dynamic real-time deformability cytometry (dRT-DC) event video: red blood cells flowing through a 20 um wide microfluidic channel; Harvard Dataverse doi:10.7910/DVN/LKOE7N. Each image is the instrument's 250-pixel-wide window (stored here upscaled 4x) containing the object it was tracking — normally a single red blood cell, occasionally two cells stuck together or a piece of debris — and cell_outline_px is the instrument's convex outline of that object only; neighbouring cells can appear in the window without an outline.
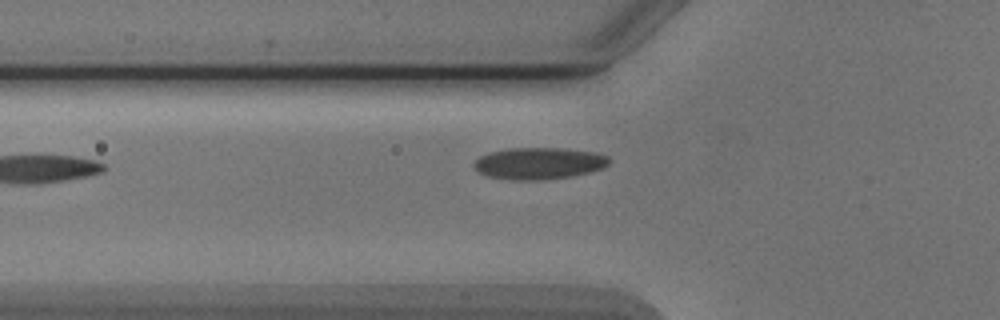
{"species": "Egyptian fruit bat (a non-hibernating species)", "species_latin": "Rousettus aegyptiacus", "temperature_condition": "cold", "stored_images_in_passage": 3, "camera_frame_rate_fps": 3000, "um_per_image_px": 0.085, "animal": {"sex": "male"}, "frame": {"image": 1, "passage_image": 3, "time_ms": 2.333, "image_size_px": [1000, 320], "cell_outline_px": [[612, 160], [604, 168], [572, 176], [544, 180], [512, 180], [488, 176], [480, 172], [472, 164], [480, 156], [488, 152], [508, 148], [560, 148], [596, 152], [608, 156]], "centroid_in_image_um": [45.83, 13.88], "position_along_channel_um": 80.0, "area_um2": 25.14}}